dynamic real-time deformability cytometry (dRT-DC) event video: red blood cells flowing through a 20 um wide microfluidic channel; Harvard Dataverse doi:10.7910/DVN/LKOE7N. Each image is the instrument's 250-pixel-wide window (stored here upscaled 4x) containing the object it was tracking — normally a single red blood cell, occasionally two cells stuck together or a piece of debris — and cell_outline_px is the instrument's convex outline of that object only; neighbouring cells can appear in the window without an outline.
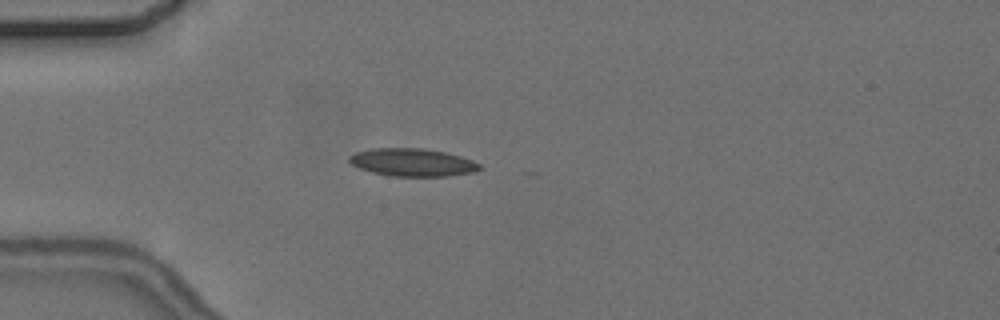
{"species": "common noctule bat (a hibernating species)", "species_latin": "Nyctalus noctula", "temperature_condition": "cold", "stored_images_in_passage": 4, "camera_frame_rate_fps": 3000, "um_per_image_px": 0.085, "animal": {"sex": "female", "body_mass_g": 24.6, "forearm_length_mm": 56.2}, "frame": {"image": 1, "passage_image": 3, "time_ms": 3.333, "image_size_px": [1000, 320], "cell_outline_px": [[484, 168], [472, 172], [448, 176], [392, 176], [372, 172], [360, 168], [352, 164], [348, 160], [348, 156], [356, 152], [372, 148], [424, 148], [444, 152], [460, 156], [472, 160], [480, 164]], "centroid_in_image_um": [35.06, 13.8], "position_along_channel_um": 49.9, "area_um2": 21.1}}